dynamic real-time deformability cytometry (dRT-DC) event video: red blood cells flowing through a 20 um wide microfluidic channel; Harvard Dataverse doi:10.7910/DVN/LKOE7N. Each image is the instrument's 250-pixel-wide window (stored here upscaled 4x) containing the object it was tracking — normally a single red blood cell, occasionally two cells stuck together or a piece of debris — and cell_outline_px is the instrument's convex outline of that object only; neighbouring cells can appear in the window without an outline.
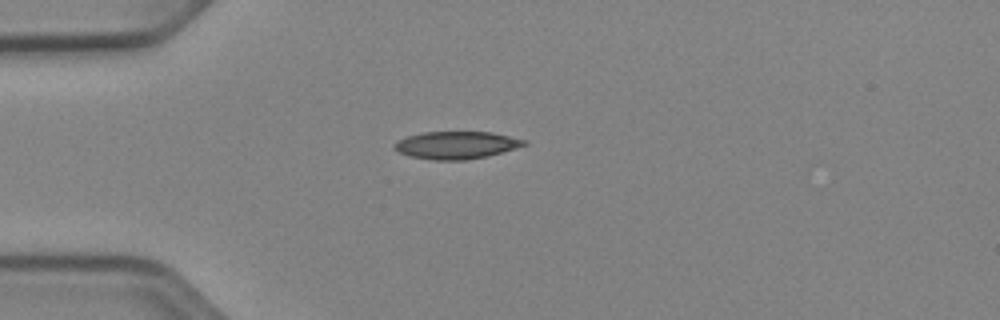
{"species": "Egyptian fruit bat (a non-hibernating species)", "species_latin": "Rousettus aegyptiacus", "temperature_condition": "cold", "stored_images_in_passage": 39, "camera_frame_rate_fps": 3000, "um_per_image_px": 0.085, "animal": {"sex": "female"}, "frame": {"image": 1, "passage_image": 1, "time_ms": 0.0, "image_size_px": [1000, 320], "cell_outline_px": [[528, 144], [500, 152], [484, 156], [464, 160], [432, 160], [408, 156], [392, 148], [392, 144], [408, 136], [424, 132], [492, 132], [528, 140]], "centroid_in_image_um": [38.76, 12.33], "position_along_channel_um": 46.2, "area_um2": 20.63}}
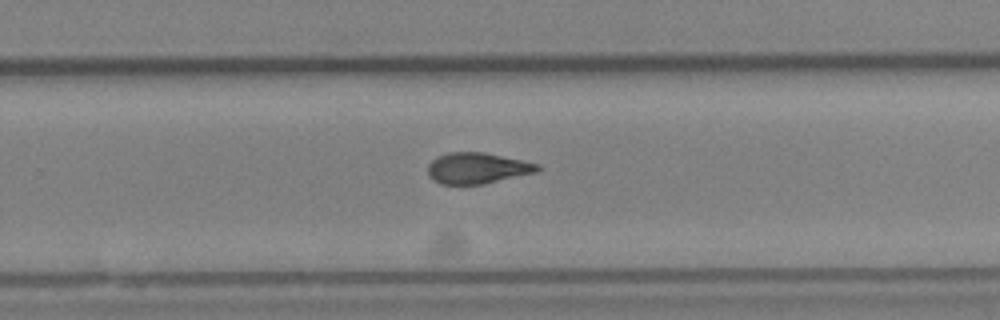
{"frame": {"image": 2, "passage_image": 21, "time_ms": 6.667, "image_size_px": [1000, 320], "cell_outline_px": [[540, 168], [536, 172], [484, 184], [440, 184], [432, 180], [428, 176], [428, 164], [436, 156], [448, 152], [484, 152], [540, 164]], "centroid_in_image_um": [40.53, 14.29], "position_along_channel_um": 289.3, "area_um2": 19.88}}
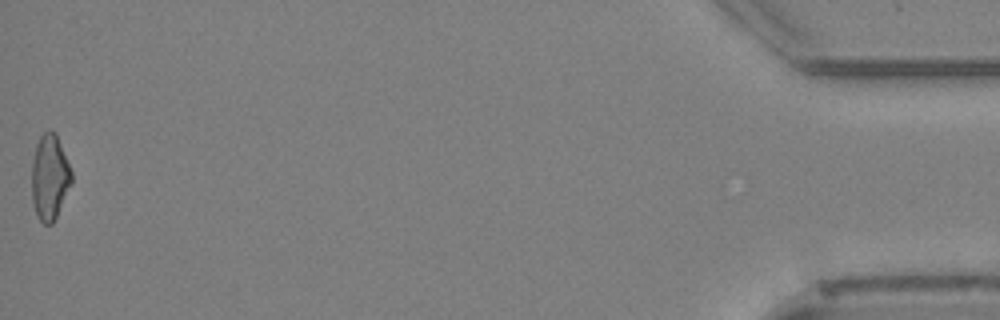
{"frame": {"image": 3, "passage_image": 39, "time_ms": 12.667, "image_size_px": [1000, 320], "cell_outline_px": [[72, 184], [52, 224], [44, 224], [36, 216], [32, 200], [32, 160], [36, 144], [40, 136], [48, 128], [52, 128], [56, 132], [72, 172]], "centroid_in_image_um": [4.22, 15.03], "position_along_channel_um": 431.0, "area_um2": 20.06}, "authors_computed_cell_mechanics": {"area_um2": 19.9988, "velocity_mm_per_s": 3.9393, "shape_relaxation_time_tau1_ms": 7.0767, "shape_relaxation_time_tau2_ms": 2.4002, "deformation_change_tau1": 0.199, "deformation_change_tau2": 0.0987}}